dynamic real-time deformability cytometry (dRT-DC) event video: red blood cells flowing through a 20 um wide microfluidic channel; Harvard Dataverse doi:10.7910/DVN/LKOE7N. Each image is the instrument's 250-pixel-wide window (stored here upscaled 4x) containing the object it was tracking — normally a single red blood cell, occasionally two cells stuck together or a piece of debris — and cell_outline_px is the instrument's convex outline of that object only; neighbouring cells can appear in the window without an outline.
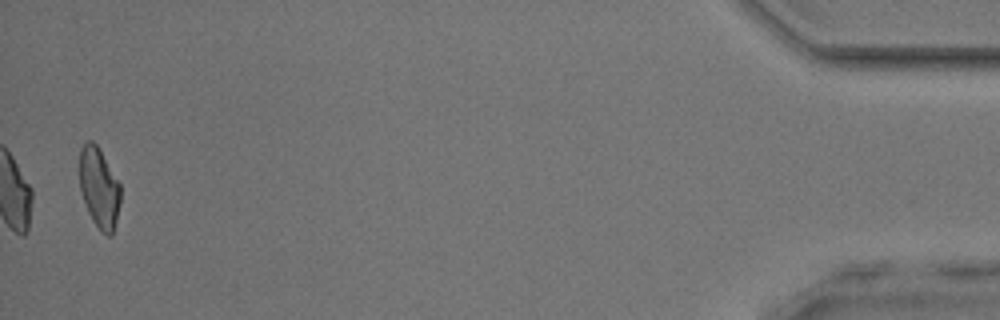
{"species": "common noctule bat (a hibernating species)", "species_latin": "Nyctalus noctula", "temperature_condition": "room temperature", "stored_images_in_passage": 40, "camera_frame_rate_fps": 3000, "um_per_image_px": 0.085, "animal": {"sex": "male", "body_mass_g": 17.9, "forearm_length_mm": 54.2}, "frame": {"image": 1, "passage_image": 40, "time_ms": 13.0, "image_size_px": [1000, 320], "cell_outline_px": [[120, 200], [116, 220], [112, 236], [108, 236], [100, 232], [92, 220], [88, 212], [80, 192], [80, 148], [88, 140], [92, 140], [100, 148], [120, 184]], "centroid_in_image_um": [8.42, 15.97], "position_along_channel_um": 426.8, "area_um2": 19.31}, "authors_computed_cell_mechanics": {"area_um2": 20.0566, "velocity_mm_per_s": 4.0858, "shape_relaxation_time_tau1_ms": null, "shape_relaxation_time_tau2_ms": 4.1382, "deformation_change_tau1": null, "deformation_change_tau2": 0.1358}}